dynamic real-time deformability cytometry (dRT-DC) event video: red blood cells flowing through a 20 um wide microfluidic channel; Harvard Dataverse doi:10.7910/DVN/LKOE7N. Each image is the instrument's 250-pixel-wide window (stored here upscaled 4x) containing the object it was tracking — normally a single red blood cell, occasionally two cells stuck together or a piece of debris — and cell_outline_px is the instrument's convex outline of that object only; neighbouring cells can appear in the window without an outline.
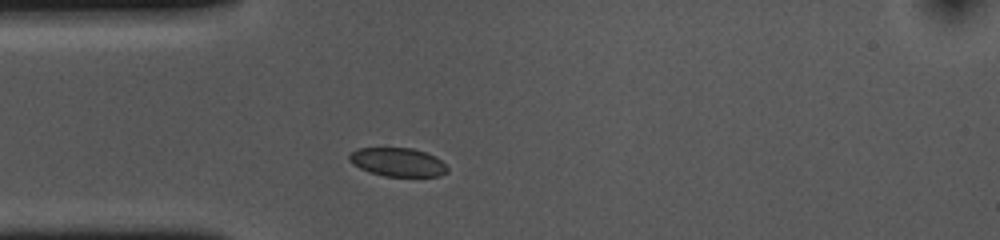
{"species": "common noctule bat (a hibernating species)", "species_latin": "Nyctalus noctula", "temperature_condition": "cold", "stored_images_in_passage": 31, "camera_frame_rate_fps": 3000, "um_per_image_px": 0.085, "animal": {"sex": "female", "body_mass_g": 10.0, "forearm_length_mm": 53.1}, "frame": {"image": 1, "passage_image": 1, "time_ms": 0.0, "image_size_px": [1000, 240], "cell_outline_px": [[448, 172], [440, 176], [384, 176], [368, 172], [352, 164], [348, 160], [348, 156], [356, 148], [412, 148], [436, 156], [448, 168]], "centroid_in_image_um": [33.79, 13.78], "position_along_channel_um": 51.2, "area_um2": 16.42}}
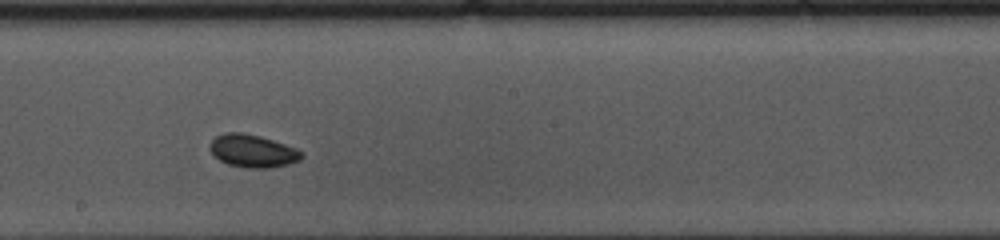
{"frame": {"image": 2, "passage_image": 16, "time_ms": 5.0, "image_size_px": [1000, 240], "cell_outline_px": [[304, 156], [300, 160], [288, 164], [268, 168], [248, 168], [228, 164], [220, 160], [208, 148], [208, 144], [216, 136], [224, 132], [244, 132], [260, 136], [296, 148], [304, 152]], "centroid_in_image_um": [21.48, 12.82], "position_along_channel_um": 226.7, "area_um2": 17.57}}
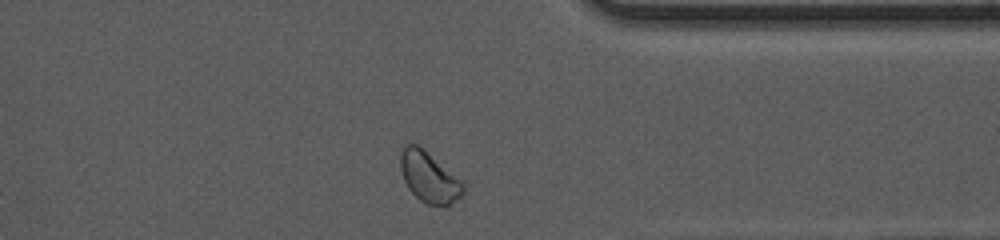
{"frame": {"image": 3, "passage_image": 29, "time_ms": 9.333, "image_size_px": [1000, 240], "cell_outline_px": [[464, 192], [456, 200], [444, 208], [428, 204], [420, 200], [408, 188], [404, 180], [400, 168], [400, 156], [404, 140], [416, 144], [460, 180], [464, 184]], "centroid_in_image_um": [36.43, 15.07], "position_along_channel_um": 375.0, "area_um2": 18.32}, "authors_computed_cell_mechanics": {"area_um2": 17.051, "velocity_mm_per_s": 3.6087, "shape_relaxation_time_tau1_ms": 4.7686, "shape_relaxation_time_tau2_ms": 1.7585, "deformation_change_tau1": 0.0687, "deformation_change_tau2": 0.0447}}